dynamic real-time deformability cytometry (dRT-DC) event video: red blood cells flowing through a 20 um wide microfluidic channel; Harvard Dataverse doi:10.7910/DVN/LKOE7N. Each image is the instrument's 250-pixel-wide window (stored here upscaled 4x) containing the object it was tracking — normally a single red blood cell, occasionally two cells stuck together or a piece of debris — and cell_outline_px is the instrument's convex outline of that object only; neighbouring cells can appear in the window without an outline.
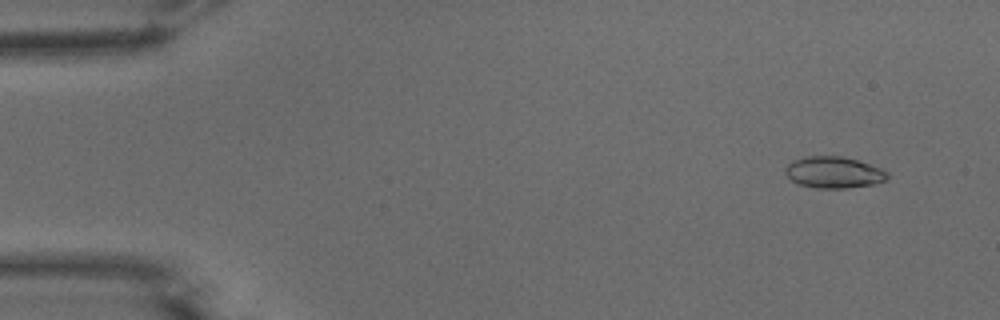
{"species": "common noctule bat (a hibernating species)", "species_latin": "Nyctalus noctula", "temperature_condition": "warm", "stored_images_in_passage": 50, "camera_frame_rate_fps": 3000, "um_per_image_px": 0.085, "animal": {"sex": "male", "body_mass_g": 15.6}, "frame": {"image": 1, "passage_image": 1, "time_ms": 0.0, "image_size_px": [1000, 320], "cell_outline_px": [[888, 176], [884, 180], [872, 184], [848, 188], [816, 188], [800, 184], [792, 180], [784, 172], [784, 168], [792, 160], [804, 156], [840, 156], [856, 160], [880, 168], [888, 172]], "centroid_in_image_um": [70.82, 14.64], "position_along_channel_um": 14.2, "area_um2": 18.55}}
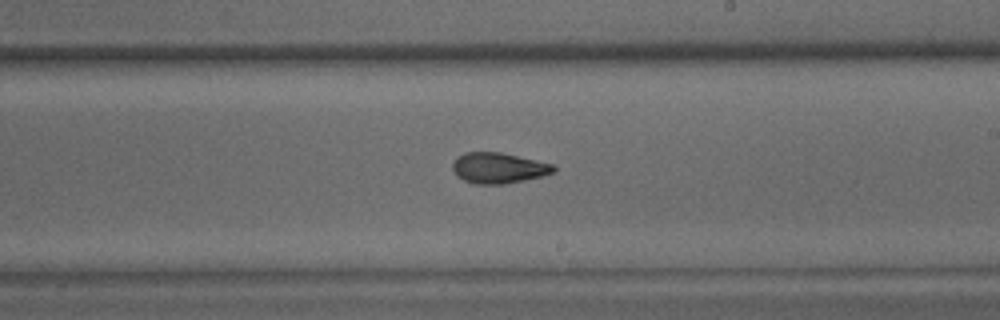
{"frame": {"image": 2, "passage_image": 28, "time_ms": 9.0, "image_size_px": [1000, 320], "cell_outline_px": [[556, 172], [544, 176], [504, 184], [476, 184], [464, 180], [456, 176], [452, 168], [452, 164], [456, 156], [464, 152], [500, 152], [536, 160], [552, 164], [556, 168]], "centroid_in_image_um": [42.36, 14.28], "position_along_channel_um": 246.6, "area_um2": 18.21}}
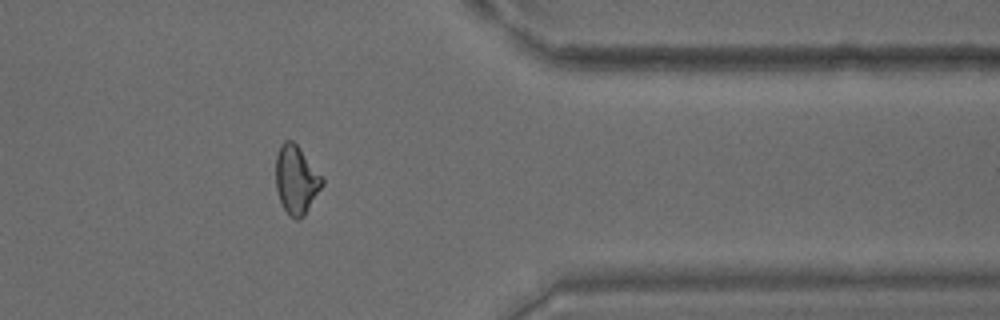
{"frame": {"image": 3, "passage_image": 40, "time_ms": 13.0, "image_size_px": [1000, 320], "cell_outline_px": [[324, 184], [304, 216], [300, 220], [296, 220], [284, 208], [280, 200], [276, 188], [276, 156], [280, 144], [284, 140], [292, 140], [300, 148], [324, 180]], "centroid_in_image_um": [25.18, 15.27], "position_along_channel_um": 386.2, "area_um2": 18.32}, "authors_computed_cell_mechanics": {"area_um2": 18.3804, "velocity_mm_per_s": 3.8454, "shape_relaxation_time_tau1_ms": 5.8137, "shape_relaxation_time_tau2_ms": 1.7136, "deformation_change_tau1": 0.1785, "deformation_change_tau2": 0.0805}}